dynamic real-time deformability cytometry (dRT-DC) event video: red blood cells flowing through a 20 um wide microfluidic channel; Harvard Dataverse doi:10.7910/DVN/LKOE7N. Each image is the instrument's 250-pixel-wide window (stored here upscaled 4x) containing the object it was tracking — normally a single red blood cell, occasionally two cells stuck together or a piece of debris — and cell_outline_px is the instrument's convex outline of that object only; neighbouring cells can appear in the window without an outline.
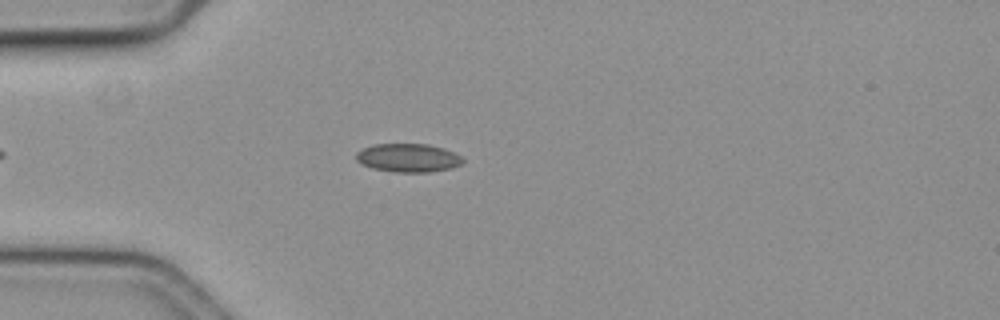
{"species": "common noctule bat (a hibernating species)", "species_latin": "Nyctalus noctula", "temperature_condition": "cold", "stored_images_in_passage": 46, "camera_frame_rate_fps": 3000, "um_per_image_px": 0.085, "animal": {"sex": "female", "body_mass_g": 19.3, "forearm_length_mm": 54.1}, "frame": {"image": 1, "passage_image": 7, "time_ms": 2.0, "image_size_px": [1000, 320], "cell_outline_px": [[464, 160], [460, 164], [452, 168], [428, 172], [396, 172], [372, 168], [360, 164], [356, 160], [356, 152], [364, 148], [376, 144], [428, 144], [444, 148], [460, 156]], "centroid_in_image_um": [34.67, 13.42], "position_along_channel_um": 50.3, "area_um2": 17.63}}
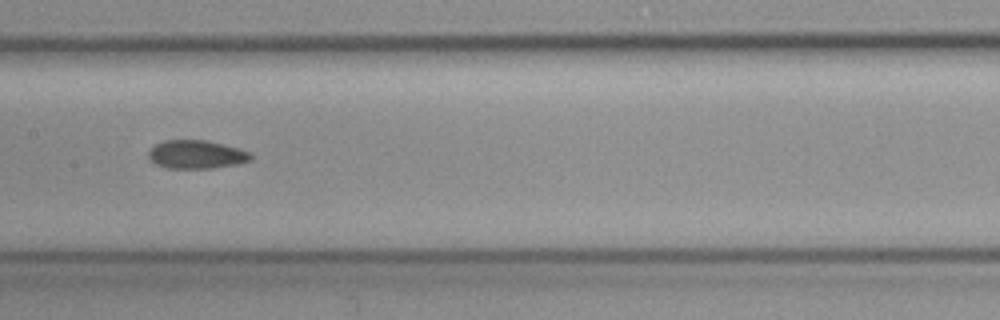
{"frame": {"image": 2, "passage_image": 20, "time_ms": 6.333, "image_size_px": [1000, 320], "cell_outline_px": [[252, 160], [240, 164], [212, 168], [164, 168], [148, 160], [148, 152], [156, 144], [164, 140], [204, 140], [236, 148], [248, 152], [252, 156]], "centroid_in_image_um": [16.66, 13.15], "position_along_channel_um": 190.7, "area_um2": 16.88}}
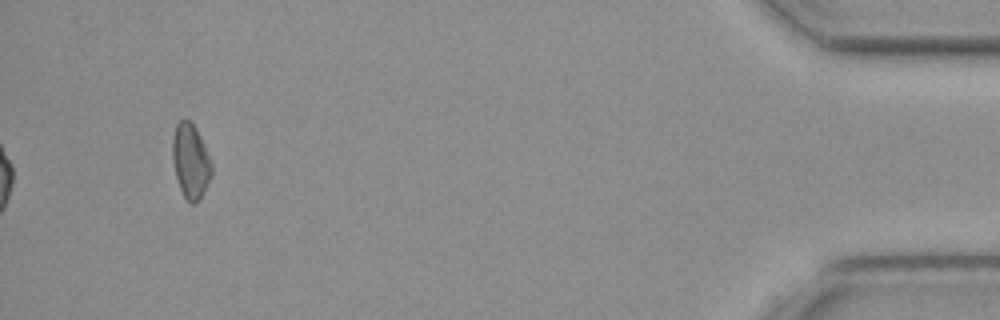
{"frame": {"image": 3, "passage_image": 46, "time_ms": 15.0, "image_size_px": [1000, 320], "cell_outline_px": [[212, 176], [200, 200], [196, 204], [192, 204], [184, 196], [180, 188], [176, 176], [172, 156], [172, 140], [176, 124], [180, 120], [188, 120], [196, 128], [200, 136], [212, 164]], "centroid_in_image_um": [16.21, 13.72], "position_along_channel_um": 419.0, "area_um2": 16.94}, "authors_computed_cell_mechanics": {"area_um2": 17.051, "velocity_mm_per_s": 3.5318, "shape_relaxation_time_tau1_ms": null, "shape_relaxation_time_tau2_ms": 5.3286, "deformation_change_tau1": null, "deformation_change_tau2": 0.0914}}